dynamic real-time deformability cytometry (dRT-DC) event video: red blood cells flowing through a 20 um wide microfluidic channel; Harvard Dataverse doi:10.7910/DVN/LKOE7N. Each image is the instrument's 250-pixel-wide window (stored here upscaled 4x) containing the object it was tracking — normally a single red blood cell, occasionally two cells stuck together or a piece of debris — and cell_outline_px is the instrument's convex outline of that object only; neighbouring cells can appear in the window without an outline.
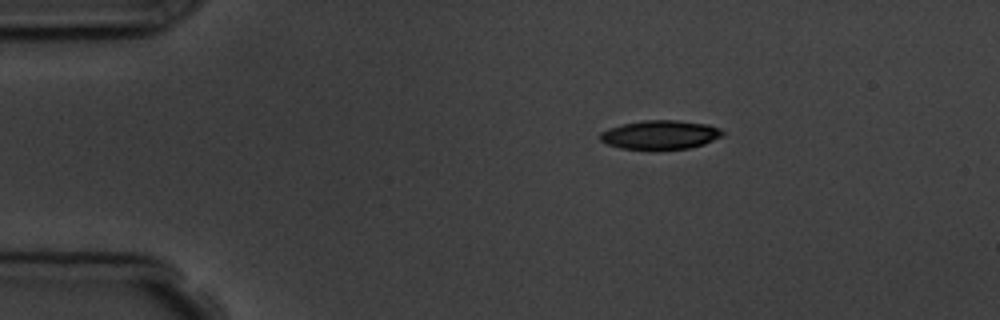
{"species": "common noctule bat (a hibernating species)", "species_latin": "Nyctalus noctula", "temperature_condition": "room temperature", "stored_images_in_passage": 4, "camera_frame_rate_fps": 3000, "um_per_image_px": 0.085, "animal": {"sex": "male", "body_mass_g": 19.5, "forearm_length_mm": 54.6}, "frame": {"image": 1, "passage_image": 1, "time_ms": 0.0, "image_size_px": [1000, 320], "cell_outline_px": [[724, 136], [704, 144], [692, 148], [656, 152], [620, 148], [608, 144], [600, 140], [600, 132], [608, 128], [624, 124], [644, 120], [676, 120], [708, 124], [720, 128], [724, 132]], "centroid_in_image_um": [56.14, 11.5], "position_along_channel_um": 28.9, "area_um2": 21.44}}
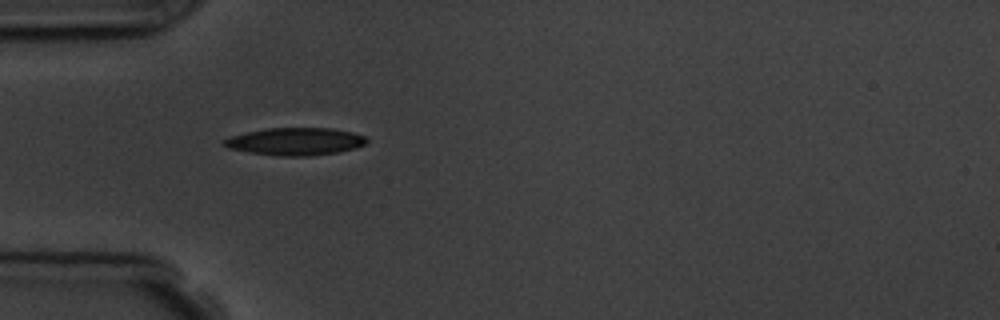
{"frame": {"image": 2, "passage_image": 3, "time_ms": 2.333, "image_size_px": [1000, 320], "cell_outline_px": [[368, 140], [364, 144], [356, 148], [336, 152], [308, 156], [280, 156], [248, 152], [228, 148], [220, 144], [220, 140], [228, 136], [268, 128], [332, 128], [352, 132], [364, 136]], "centroid_in_image_um": [25.03, 12.02], "position_along_channel_um": 60.0, "area_um2": 22.95}}